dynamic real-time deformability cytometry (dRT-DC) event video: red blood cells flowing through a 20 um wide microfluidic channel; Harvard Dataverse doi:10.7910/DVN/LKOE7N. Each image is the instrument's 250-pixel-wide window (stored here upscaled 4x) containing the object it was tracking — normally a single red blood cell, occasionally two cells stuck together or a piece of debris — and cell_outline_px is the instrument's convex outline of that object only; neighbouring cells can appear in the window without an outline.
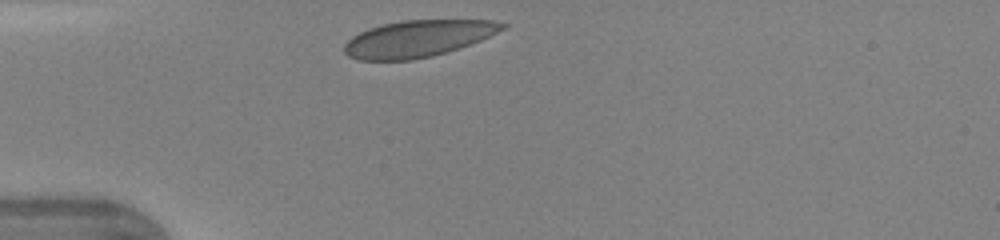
{"species": "human", "species_latin": "Homo sapiens", "temperature_condition": "warm", "stored_images_in_passage": 27, "camera_frame_rate_fps": 3000, "um_per_image_px": 0.085, "donor": {"sex": "female"}, "frame": {"image": 1, "passage_image": 1, "time_ms": 0.0, "image_size_px": [1000, 240], "cell_outline_px": [[508, 24], [504, 28], [480, 40], [460, 48], [432, 56], [412, 60], [360, 60], [348, 56], [344, 52], [344, 44], [352, 36], [368, 28], [384, 24], [404, 20], [492, 20]], "centroid_in_image_um": [35.5, 3.28], "position_along_channel_um": 49.5, "area_um2": 33.58}}
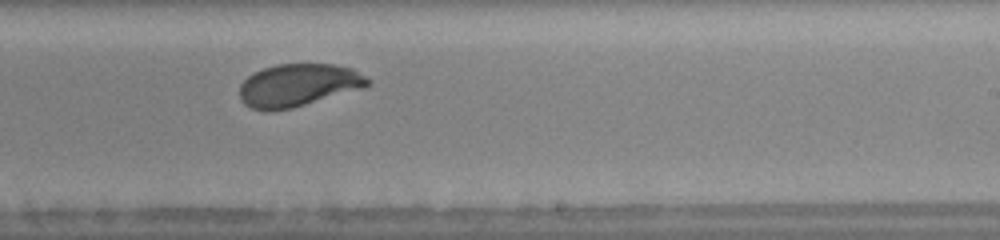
{"frame": {"image": 2, "passage_image": 17, "time_ms": 5.333, "image_size_px": [1000, 240], "cell_outline_px": [[372, 84], [364, 88], [292, 108], [268, 112], [252, 108], [244, 104], [240, 100], [240, 84], [248, 76], [264, 68], [276, 64], [332, 64], [352, 68], [372, 80]], "centroid_in_image_um": [25.37, 7.25], "position_along_channel_um": 263.6, "area_um2": 32.02}}
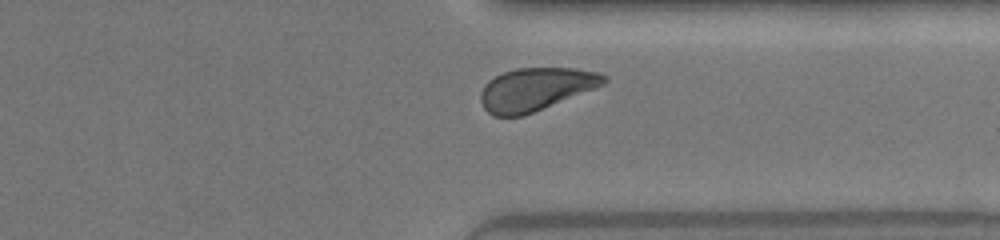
{"frame": {"image": 3, "passage_image": 24, "time_ms": 7.667, "image_size_px": [1000, 240], "cell_outline_px": [[608, 80], [604, 84], [596, 88], [532, 112], [520, 116], [492, 116], [484, 108], [480, 100], [480, 92], [484, 84], [488, 80], [504, 72], [516, 68], [576, 68], [600, 72], [608, 76]], "centroid_in_image_um": [45.54, 7.56], "position_along_channel_um": 365.9, "area_um2": 30.75}, "authors_computed_cell_mechanics": {"area_um2": 32.7726, "velocity_mm_per_s": 4.3643, "shape_relaxation_time_tau1_ms": 3.0814, "shape_relaxation_time_tau2_ms": null, "deformation_change_tau1": 0.138, "deformation_change_tau2": null}}